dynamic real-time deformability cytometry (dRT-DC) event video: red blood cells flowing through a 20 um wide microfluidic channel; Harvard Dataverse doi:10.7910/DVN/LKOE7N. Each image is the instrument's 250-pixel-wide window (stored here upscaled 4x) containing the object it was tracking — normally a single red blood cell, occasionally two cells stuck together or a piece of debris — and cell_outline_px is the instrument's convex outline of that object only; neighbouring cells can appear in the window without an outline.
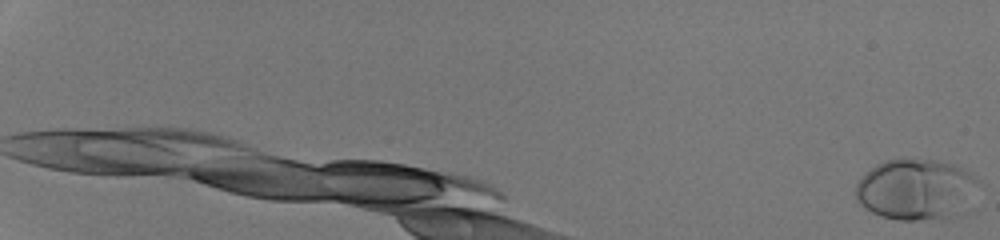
{"species": "human", "species_latin": "Homo sapiens", "temperature_condition": "room temperature", "stored_images_in_passage": 54, "camera_frame_rate_fps": 3000, "um_per_image_px": 0.085, "donor": {"sex": "male"}, "frame": {"image": 1, "passage_image": 1, "time_ms": 0.0, "image_size_px": [1000, 240], "cell_outline_px": [[984, 184], [948, 216], [916, 220], [900, 220], [884, 216], [872, 212], [860, 204], [856, 200], [856, 184], [876, 164], [884, 160], [904, 156], [936, 160], [952, 164], [980, 180]], "centroid_in_image_um": [77.79, 16.02], "position_along_channel_um": 7.2, "area_um2": 42.83}}
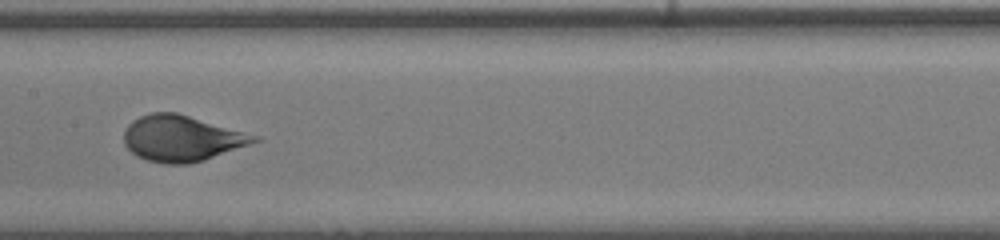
{"frame": {"image": 2, "passage_image": 33, "time_ms": 10.667, "image_size_px": [1000, 240], "cell_outline_px": [[260, 140], [204, 160], [188, 164], [164, 164], [148, 160], [136, 156], [124, 144], [124, 132], [128, 124], [132, 120], [140, 116], [152, 112], [176, 112], [260, 136]], "centroid_in_image_um": [15.42, 11.76], "position_along_channel_um": 192.0, "area_um2": 34.68}}
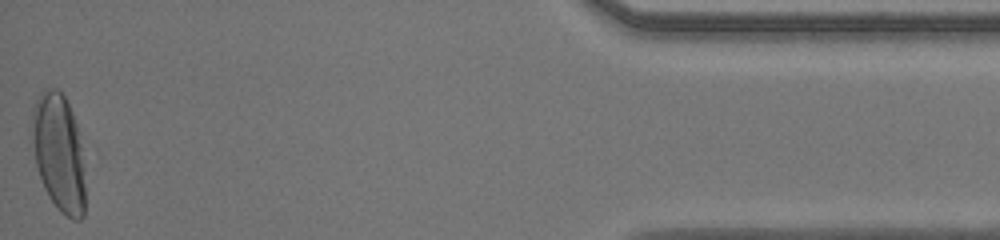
{"frame": {"image": 3, "passage_image": 54, "time_ms": 17.667, "image_size_px": [1000, 240], "cell_outline_px": [[84, 216], [80, 220], [72, 220], [60, 212], [48, 196], [44, 188], [36, 164], [32, 140], [32, 108], [40, 92], [44, 88], [56, 88], [64, 96], [72, 112], [76, 124], [84, 164]], "centroid_in_image_um": [4.99, 12.99], "position_along_channel_um": 430.2, "area_um2": 36.47}, "authors_computed_cell_mechanics": {"area_um2": 35.0846, "velocity_mm_per_s": 4.2781, "shape_relaxation_time_tau1_ms": 6.9167, "shape_relaxation_time_tau2_ms": null, "deformation_change_tau1": 0.2786, "deformation_change_tau2": null}}